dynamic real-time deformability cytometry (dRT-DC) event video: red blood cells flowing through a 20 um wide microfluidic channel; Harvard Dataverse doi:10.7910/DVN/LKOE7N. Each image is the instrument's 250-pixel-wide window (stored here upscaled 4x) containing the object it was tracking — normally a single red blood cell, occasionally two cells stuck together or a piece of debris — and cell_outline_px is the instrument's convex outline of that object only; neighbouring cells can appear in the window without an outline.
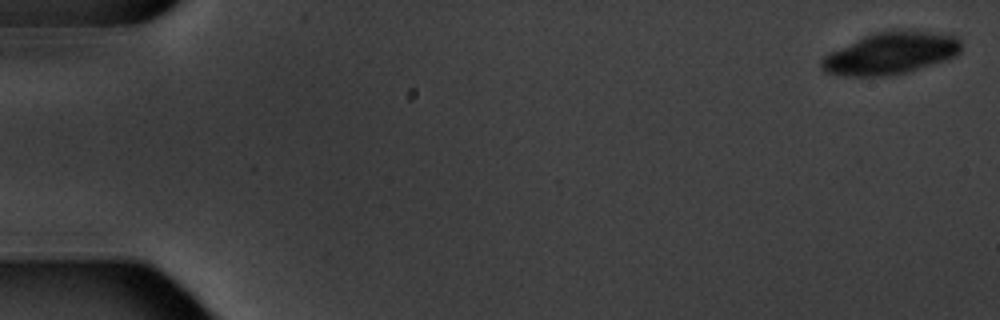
{"species": "common noctule bat (a hibernating species)", "species_latin": "Nyctalus noctula", "temperature_condition": "warm", "stored_images_in_passage": 5, "camera_frame_rate_fps": 3000, "um_per_image_px": 0.085, "animal": {"sex": "male", "body_mass_g": 20.1, "forearm_length_mm": 53.5}, "frame": {"image": 1, "passage_image": 1, "time_ms": 0.0, "image_size_px": [1000, 320], "cell_outline_px": [[960, 52], [956, 56], [908, 72], [892, 76], [844, 76], [824, 72], [820, 68], [820, 60], [824, 56], [864, 36], [876, 32], [928, 32], [956, 36], [960, 40]], "centroid_in_image_um": [75.68, 4.57], "position_along_channel_um": 9.3, "area_um2": 33.47}}